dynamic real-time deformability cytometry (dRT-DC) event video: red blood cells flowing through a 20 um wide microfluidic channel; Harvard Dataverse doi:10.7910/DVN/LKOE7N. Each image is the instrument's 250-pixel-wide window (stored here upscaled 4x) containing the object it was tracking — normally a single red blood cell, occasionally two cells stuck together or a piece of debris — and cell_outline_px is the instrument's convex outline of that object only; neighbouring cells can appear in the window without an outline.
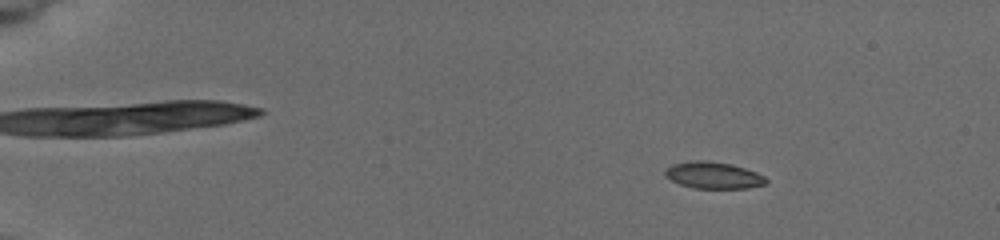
{"species": "common noctule bat (a hibernating species)", "species_latin": "Nyctalus noctula", "temperature_condition": "cold", "stored_images_in_passage": 9, "camera_frame_rate_fps": 3000, "um_per_image_px": 0.085, "animal": {"sex": "female", "body_mass_g": 19.5, "forearm_length_mm": 54.1}, "frame": {"image": 1, "passage_image": 2, "time_ms": 1.667, "image_size_px": [1000, 240], "cell_outline_px": [[768, 180], [764, 184], [748, 188], [692, 188], [680, 184], [664, 176], [664, 172], [672, 164], [692, 160], [704, 160], [732, 164], [756, 172], [764, 176]], "centroid_in_image_um": [60.62, 14.89], "position_along_channel_um": 24.4, "area_um2": 15.66}}
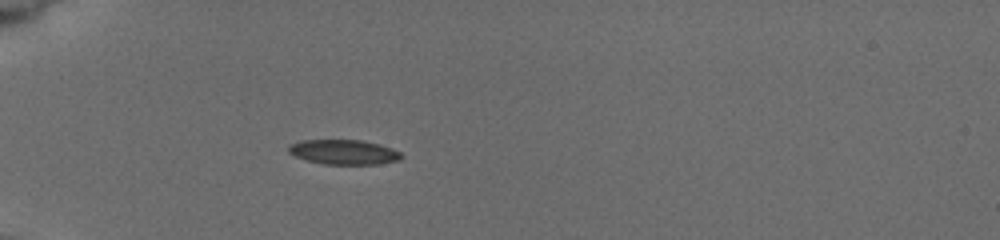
{"frame": {"image": 2, "passage_image": 6, "time_ms": 5.0, "image_size_px": [1000, 240], "cell_outline_px": [[404, 156], [400, 160], [376, 164], [324, 164], [308, 160], [296, 156], [288, 152], [288, 144], [300, 140], [360, 140], [380, 144], [392, 148], [400, 152]], "centroid_in_image_um": [29.23, 12.92], "position_along_channel_um": 55.8, "area_um2": 16.3}}
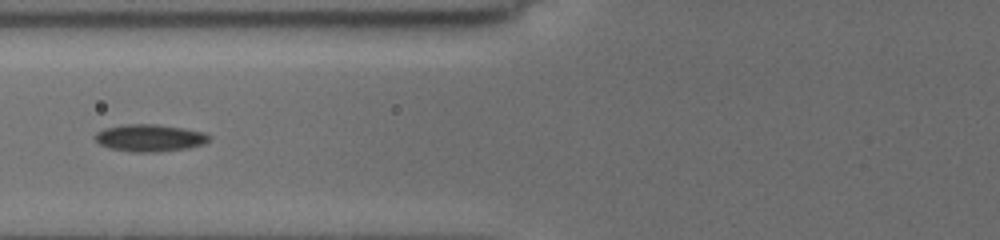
{"frame": {"image": 3, "passage_image": 8, "time_ms": 7.0, "image_size_px": [1000, 240], "cell_outline_px": [[212, 140], [204, 144], [188, 148], [160, 152], [132, 152], [108, 148], [100, 144], [92, 136], [96, 132], [104, 128], [124, 124], [156, 124], [184, 128], [204, 132], [212, 136]], "centroid_in_image_um": [12.74, 11.72], "position_along_channel_um": 113.1, "area_um2": 18.44}}